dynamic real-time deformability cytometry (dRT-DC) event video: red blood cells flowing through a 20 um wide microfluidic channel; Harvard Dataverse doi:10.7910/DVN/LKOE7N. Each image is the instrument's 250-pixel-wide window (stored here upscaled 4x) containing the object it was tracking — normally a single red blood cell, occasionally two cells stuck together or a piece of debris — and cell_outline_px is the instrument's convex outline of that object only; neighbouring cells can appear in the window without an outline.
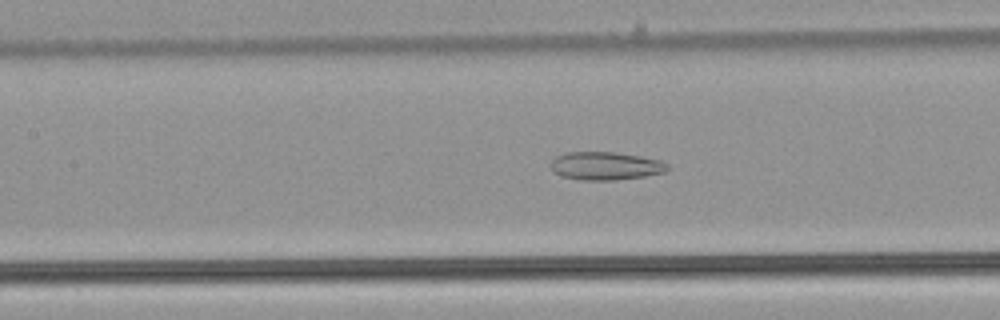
{"species": "common noctule bat (a hibernating species)", "species_latin": "Nyctalus noctula", "temperature_condition": "warm", "stored_images_in_passage": 52, "camera_frame_rate_fps": 3000, "um_per_image_px": 0.085, "animal": {"sex": "male", "body_mass_g": 21.5, "forearm_length_mm": 52.0}, "frame": {"image": 1, "passage_image": 24, "time_ms": 7.667, "image_size_px": [1000, 320], "cell_outline_px": [[668, 168], [664, 172], [644, 176], [616, 180], [580, 180], [560, 176], [552, 172], [552, 160], [556, 156], [568, 152], [612, 152], [640, 156], [660, 160], [668, 164]], "centroid_in_image_um": [51.45, 14.11], "position_along_channel_um": 156.0, "area_um2": 19.07}}
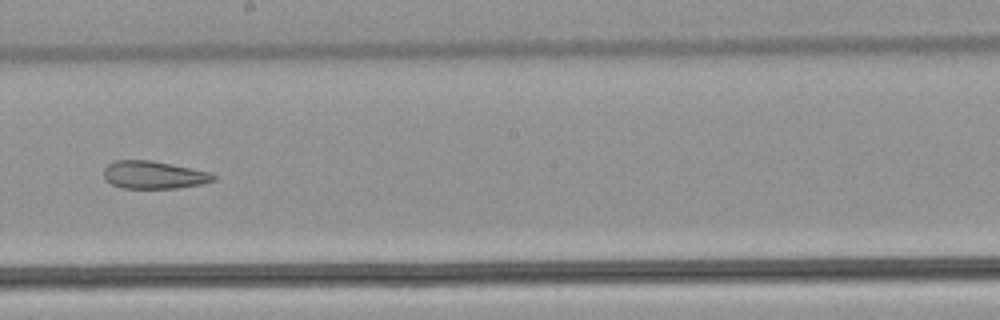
{"frame": {"image": 2, "passage_image": 30, "time_ms": 9.667, "image_size_px": [1000, 320], "cell_outline_px": [[216, 180], [200, 184], [176, 188], [120, 188], [112, 184], [104, 176], [104, 168], [108, 164], [116, 160], [152, 160], [212, 172], [216, 176]], "centroid_in_image_um": [13.09, 14.86], "position_along_channel_um": 235.1, "area_um2": 17.74}}
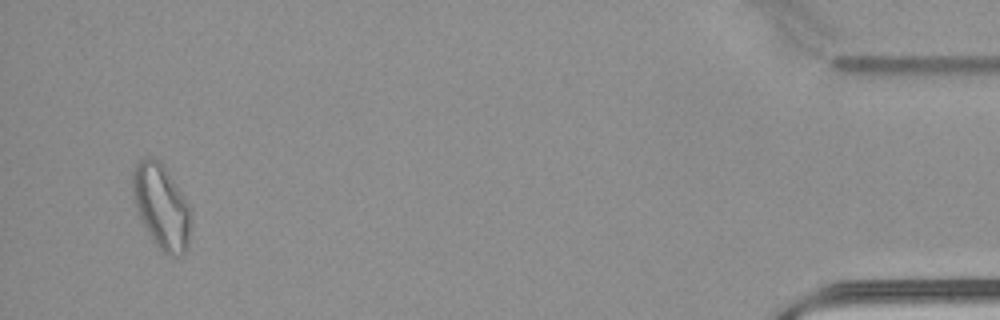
{"frame": {"image": 3, "passage_image": 50, "time_ms": 16.333, "image_size_px": [1000, 320], "cell_outline_px": [[192, 208], [188, 248], [180, 256], [168, 256], [160, 252], [148, 232], [140, 216], [132, 196], [132, 172], [136, 164], [144, 156], [148, 156], [156, 160], [164, 168], [184, 196]], "centroid_in_image_um": [13.73, 17.6], "position_along_channel_um": 421.5, "area_um2": 28.67}, "authors_computed_cell_mechanics": {"area_um2": 24.5361, "velocity_mm_per_s": 3.9792, "shape_relaxation_time_tau1_ms": null, "shape_relaxation_time_tau2_ms": 3.5306, "deformation_change_tau1": null, "deformation_change_tau2": 0.1272}}